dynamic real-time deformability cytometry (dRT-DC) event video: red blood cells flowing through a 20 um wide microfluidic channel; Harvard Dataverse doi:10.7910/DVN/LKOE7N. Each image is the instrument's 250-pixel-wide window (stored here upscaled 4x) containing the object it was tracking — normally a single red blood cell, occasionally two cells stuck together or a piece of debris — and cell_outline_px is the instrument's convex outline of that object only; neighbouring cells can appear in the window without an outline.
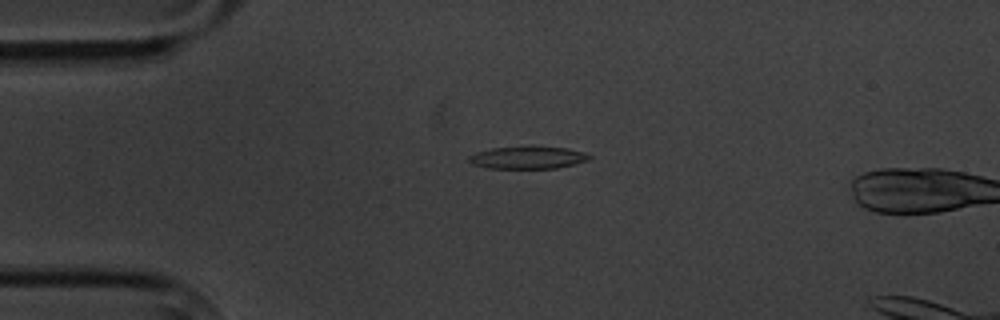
{"species": "common noctule bat (a hibernating species)", "species_latin": "Nyctalus noctula", "temperature_condition": "cold", "stored_images_in_passage": 2, "camera_frame_rate_fps": 3000, "um_per_image_px": 0.085, "animal": {"sex": "male", "body_mass_g": 20.1, "forearm_length_mm": 53.5}, "frame": {"image": 1, "passage_image": 1, "time_ms": 0.0, "image_size_px": [1000, 320], "cell_outline_px": [[592, 156], [588, 160], [556, 168], [488, 168], [472, 164], [468, 160], [468, 156], [476, 152], [492, 148], [568, 148], [584, 152]], "centroid_in_image_um": [44.83, 13.42], "position_along_channel_um": 40.2, "area_um2": 15.14}}